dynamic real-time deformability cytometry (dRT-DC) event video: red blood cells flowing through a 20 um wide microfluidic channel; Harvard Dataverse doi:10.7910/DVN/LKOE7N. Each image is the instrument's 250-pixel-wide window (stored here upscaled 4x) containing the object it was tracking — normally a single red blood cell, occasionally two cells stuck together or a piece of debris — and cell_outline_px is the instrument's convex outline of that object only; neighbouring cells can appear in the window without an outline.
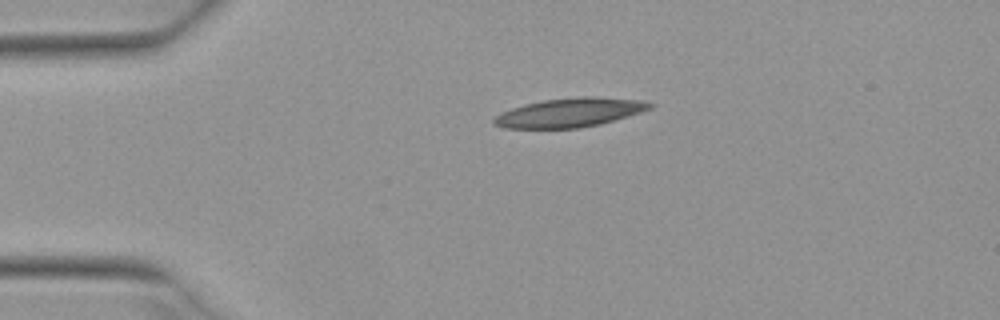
{"species": "Egyptian fruit bat (a non-hibernating species)", "species_latin": "Rousettus aegyptiacus", "temperature_condition": "warm", "stored_images_in_passage": 2, "camera_frame_rate_fps": 3000, "um_per_image_px": 0.085, "animal": {"sex": "female"}, "frame": {"image": 1, "passage_image": 1, "time_ms": 0.0, "image_size_px": [1000, 320], "cell_outline_px": [[656, 104], [652, 108], [640, 112], [600, 124], [580, 128], [504, 128], [492, 124], [492, 120], [500, 112], [524, 104], [544, 100], [580, 96], [592, 96], [644, 100]], "centroid_in_image_um": [48.43, 9.56], "position_along_channel_um": 36.6, "area_um2": 26.47}}